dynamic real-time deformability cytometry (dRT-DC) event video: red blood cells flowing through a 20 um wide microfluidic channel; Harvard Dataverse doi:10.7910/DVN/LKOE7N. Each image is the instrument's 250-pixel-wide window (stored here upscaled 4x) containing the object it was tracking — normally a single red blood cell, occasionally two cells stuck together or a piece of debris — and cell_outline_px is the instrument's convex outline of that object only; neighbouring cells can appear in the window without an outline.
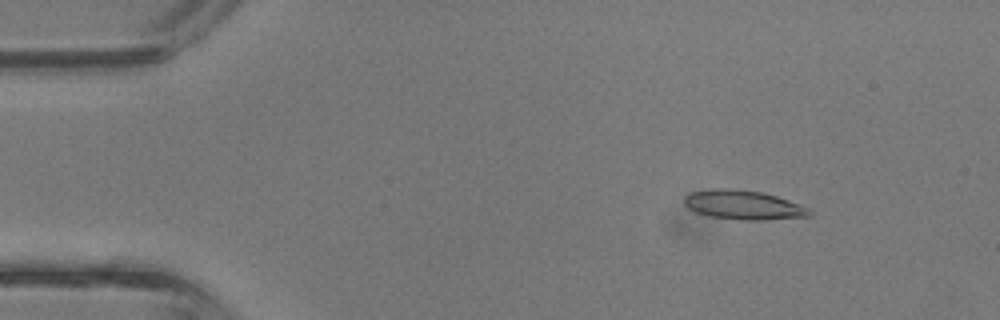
{"species": "common noctule bat (a hibernating species)", "species_latin": "Nyctalus noctula", "temperature_condition": "room temperature", "stored_images_in_passage": 43, "camera_frame_rate_fps": 3000, "um_per_image_px": 0.085, "animal": {"sex": "male", "body_mass_g": 13.3}, "frame": {"image": 1, "passage_image": 6, "time_ms": 1.667, "image_size_px": [1000, 320], "cell_outline_px": [[812, 212], [808, 216], [764, 220], [740, 220], [708, 216], [696, 212], [688, 208], [684, 204], [684, 196], [692, 192], [712, 188], [732, 188], [764, 192], [800, 204], [808, 208]], "centroid_in_image_um": [63.16, 17.41], "position_along_channel_um": 21.8, "area_um2": 21.44}}
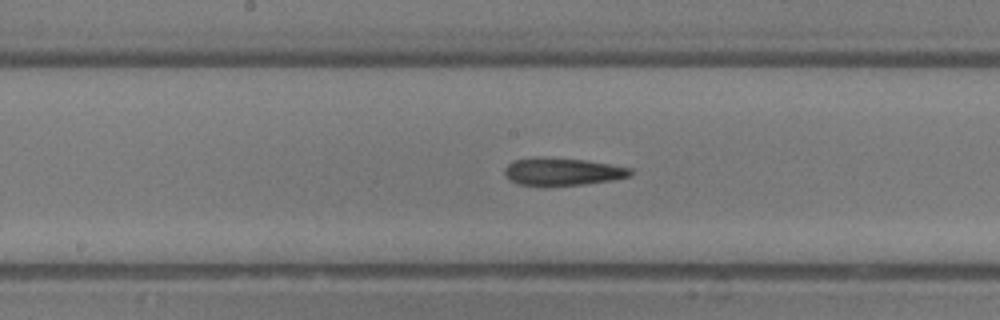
{"frame": {"image": 2, "passage_image": 22, "time_ms": 7.0, "image_size_px": [1000, 320], "cell_outline_px": [[632, 172], [628, 176], [612, 180], [584, 184], [516, 184], [508, 180], [504, 176], [504, 168], [512, 160], [532, 156], [544, 156], [584, 160], [632, 168]], "centroid_in_image_um": [47.72, 14.55], "position_along_channel_um": 200.5, "area_um2": 20.11}}
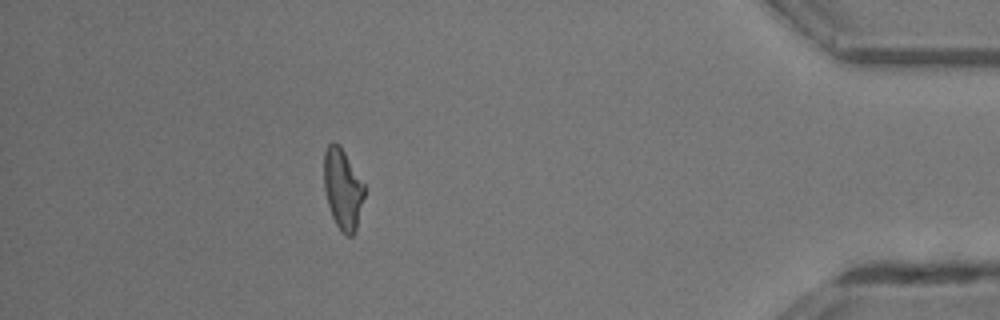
{"frame": {"image": 3, "passage_image": 38, "time_ms": 12.333, "image_size_px": [1000, 320], "cell_outline_px": [[364, 196], [356, 232], [352, 236], [348, 236], [336, 224], [332, 216], [328, 204], [324, 188], [324, 152], [328, 144], [332, 140], [340, 144], [364, 184]], "centroid_in_image_um": [29.13, 16.03], "position_along_channel_um": 406.1, "area_um2": 18.96}, "authors_computed_cell_mechanics": {"area_um2": 19.9988, "velocity_mm_per_s": 4.8564, "shape_relaxation_time_tau1_ms": 8.1467, "shape_relaxation_time_tau2_ms": null, "deformation_change_tau1": 0.2711, "deformation_change_tau2": null}}